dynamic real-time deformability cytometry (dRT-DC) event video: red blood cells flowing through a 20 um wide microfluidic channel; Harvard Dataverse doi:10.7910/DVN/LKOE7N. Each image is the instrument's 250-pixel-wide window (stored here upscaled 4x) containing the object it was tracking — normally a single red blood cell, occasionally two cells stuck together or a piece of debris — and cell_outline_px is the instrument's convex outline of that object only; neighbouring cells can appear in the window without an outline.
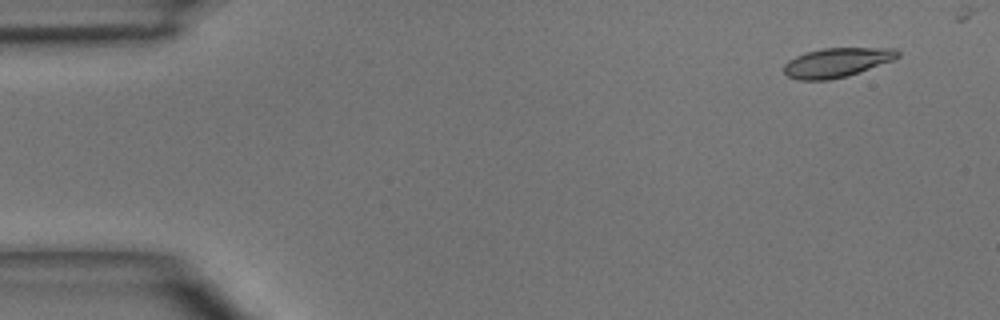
{"species": "common noctule bat (a hibernating species)", "species_latin": "Nyctalus noctula", "temperature_condition": "room temperature", "stored_images_in_passage": 4, "camera_frame_rate_fps": 3000, "um_per_image_px": 0.085, "animal": {"sex": "male", "body_mass_g": 15.6}, "frame": {"image": 1, "passage_image": 1, "time_ms": 0.0, "image_size_px": [1000, 320], "cell_outline_px": [[900, 56], [892, 60], [848, 76], [828, 80], [796, 80], [788, 76], [784, 72], [784, 64], [788, 60], [796, 56], [808, 52], [824, 48], [896, 48], [900, 52]], "centroid_in_image_um": [71.12, 5.32], "position_along_channel_um": 13.9, "area_um2": 19.36}}
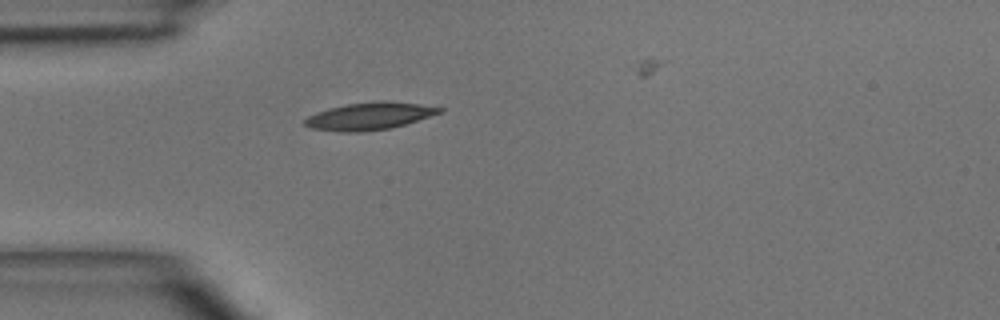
{"frame": {"image": 2, "passage_image": 4, "time_ms": 3.333, "image_size_px": [1000, 320], "cell_outline_px": [[444, 112], [404, 124], [388, 128], [364, 132], [340, 132], [312, 128], [304, 124], [304, 120], [308, 116], [316, 112], [328, 108], [348, 104], [376, 100], [384, 100], [420, 104], [444, 108]], "centroid_in_image_um": [31.41, 9.86], "position_along_channel_um": 53.6, "area_um2": 21.5}}